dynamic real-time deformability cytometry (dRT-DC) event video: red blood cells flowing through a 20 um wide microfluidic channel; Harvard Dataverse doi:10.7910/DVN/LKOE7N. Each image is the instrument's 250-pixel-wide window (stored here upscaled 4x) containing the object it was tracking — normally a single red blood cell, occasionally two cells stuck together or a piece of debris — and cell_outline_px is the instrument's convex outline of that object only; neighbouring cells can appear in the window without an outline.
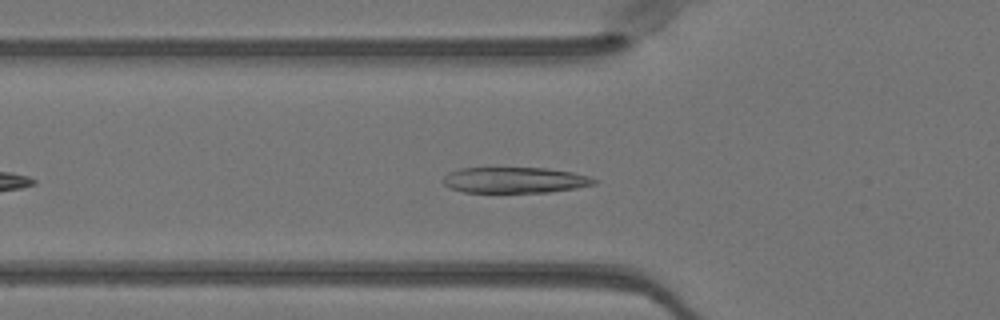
{"species": "Egyptian fruit bat (a non-hibernating species)", "species_latin": "Rousettus aegyptiacus", "temperature_condition": "warm", "stored_images_in_passage": 38, "camera_frame_rate_fps": 3000, "um_per_image_px": 0.085, "animal": {"sex": "female"}, "frame": {"image": 1, "passage_image": 8, "time_ms": 2.333, "image_size_px": [1000, 320], "cell_outline_px": [[596, 184], [576, 188], [548, 192], [464, 192], [452, 188], [444, 184], [444, 176], [448, 172], [460, 168], [548, 168], [572, 172], [588, 176], [596, 180]], "centroid_in_image_um": [43.77, 15.3], "position_along_channel_um": 82.0, "area_um2": 22.6}}
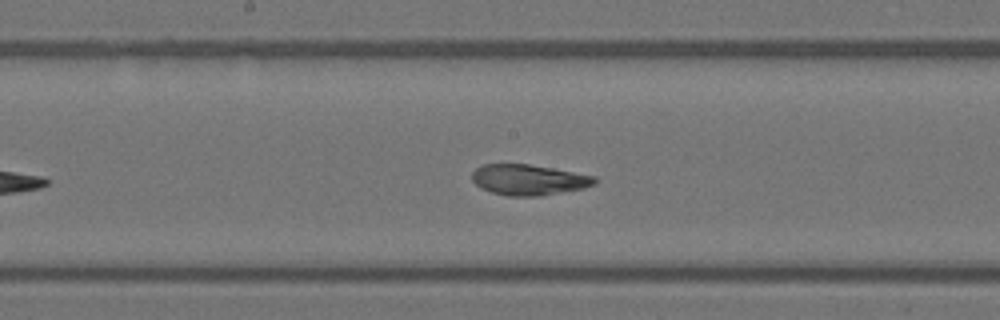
{"frame": {"image": 2, "passage_image": 17, "time_ms": 5.333, "image_size_px": [1000, 320], "cell_outline_px": [[600, 180], [596, 184], [584, 188], [540, 196], [508, 196], [492, 192], [480, 188], [472, 180], [472, 172], [480, 164], [528, 164], [552, 168], [596, 176]], "centroid_in_image_um": [44.96, 15.28], "position_along_channel_um": 203.2, "area_um2": 22.08}}
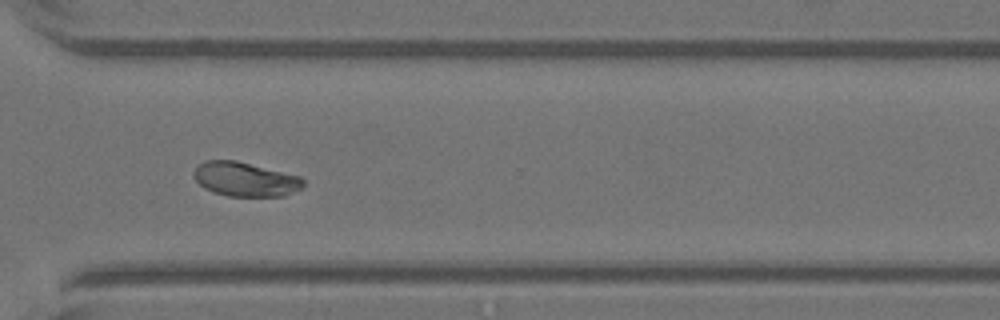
{"frame": {"image": 3, "passage_image": 28, "time_ms": 9.0, "image_size_px": [1000, 320], "cell_outline_px": [[304, 188], [284, 196], [228, 196], [204, 188], [192, 176], [192, 172], [204, 160], [236, 160], [300, 176], [304, 180]], "centroid_in_image_um": [20.86, 15.23], "position_along_channel_um": 349.7, "area_um2": 21.91}, "authors_computed_cell_mechanics": {"area_um2": 22.2241, "velocity_mm_per_s": 4.0022, "shape_relaxation_time_tau1_ms": 3.31, "shape_relaxation_time_tau2_ms": null, "deformation_change_tau1": 0.1768, "deformation_change_tau2": null}}